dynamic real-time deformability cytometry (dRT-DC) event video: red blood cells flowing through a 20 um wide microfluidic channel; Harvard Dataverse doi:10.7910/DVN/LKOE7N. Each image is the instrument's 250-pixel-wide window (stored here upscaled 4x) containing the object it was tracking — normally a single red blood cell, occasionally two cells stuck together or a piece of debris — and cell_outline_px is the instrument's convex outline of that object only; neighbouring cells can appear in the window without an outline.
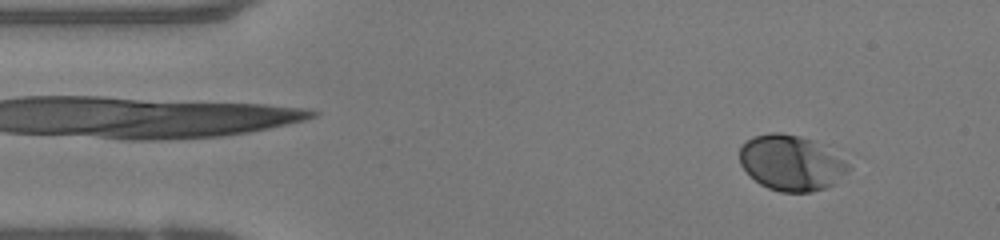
{"species": "human", "species_latin": "Homo sapiens", "temperature_condition": "warm", "stored_images_in_passage": 47, "camera_frame_rate_fps": 3000, "um_per_image_px": 0.085, "donor": {"sex": "female"}, "frame": {"image": 1, "passage_image": 4, "time_ms": 1.0, "image_size_px": [1000, 240], "cell_outline_px": [[852, 168], [848, 172], [832, 184], [824, 188], [812, 192], [780, 192], [768, 188], [760, 184], [740, 164], [740, 148], [752, 136], [768, 132], [780, 132], [800, 136], [828, 144]], "centroid_in_image_um": [67.29, 13.82], "position_along_channel_um": 17.7, "area_um2": 35.49}}
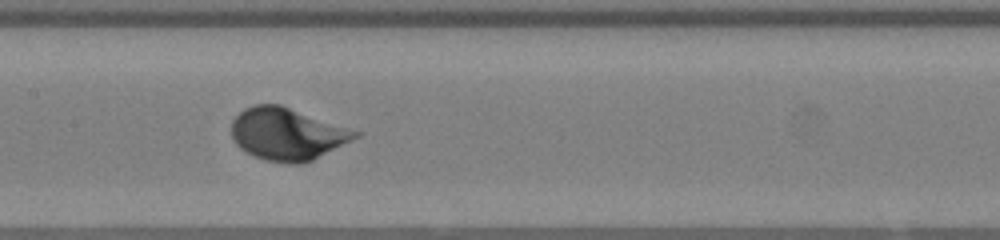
{"frame": {"image": 2, "passage_image": 22, "time_ms": 7.0, "image_size_px": [1000, 240], "cell_outline_px": [[360, 136], [304, 164], [288, 164], [264, 160], [240, 148], [236, 144], [232, 136], [232, 120], [244, 108], [256, 104], [280, 104], [360, 132]], "centroid_in_image_um": [24.39, 11.39], "position_along_channel_um": 183.0, "area_um2": 37.4}}
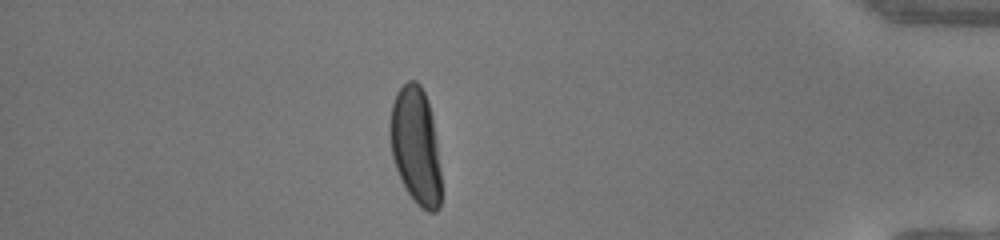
{"frame": {"image": 3, "passage_image": 41, "time_ms": 13.333, "image_size_px": [1000, 240], "cell_outline_px": [[440, 208], [436, 212], [428, 212], [420, 208], [416, 204], [408, 192], [396, 168], [392, 156], [388, 132], [388, 128], [392, 104], [396, 92], [408, 80], [416, 80], [420, 84], [428, 100], [432, 116], [440, 172]], "centroid_in_image_um": [35.31, 12.38], "position_along_channel_um": 399.9, "area_um2": 34.91}}